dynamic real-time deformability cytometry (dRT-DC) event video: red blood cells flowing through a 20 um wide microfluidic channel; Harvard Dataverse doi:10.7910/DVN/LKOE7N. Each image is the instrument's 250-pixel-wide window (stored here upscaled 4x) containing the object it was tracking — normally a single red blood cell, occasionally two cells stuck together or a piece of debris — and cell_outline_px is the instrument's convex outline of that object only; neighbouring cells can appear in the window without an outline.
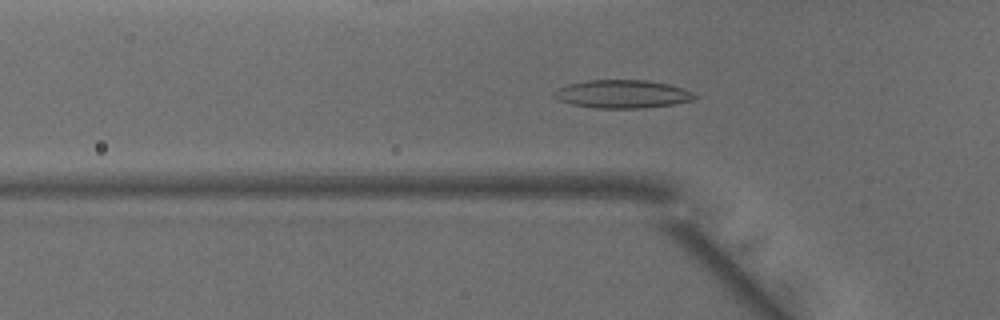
{"species": "common noctule bat (a hibernating species)", "species_latin": "Nyctalus noctula", "temperature_condition": "warm", "stored_images_in_passage": 49, "camera_frame_rate_fps": 3000, "um_per_image_px": 0.085, "animal": {"sex": "male", "body_mass_g": 15.6}, "frame": {"image": 1, "passage_image": 16, "time_ms": 5.0, "image_size_px": [1000, 320], "cell_outline_px": [[696, 96], [692, 100], [672, 104], [644, 108], [596, 108], [572, 104], [560, 100], [552, 96], [552, 92], [556, 88], [568, 84], [588, 80], [644, 80], [668, 84], [684, 88], [692, 92]], "centroid_in_image_um": [52.86, 7.99], "position_along_channel_um": 72.9, "area_um2": 23.0}}
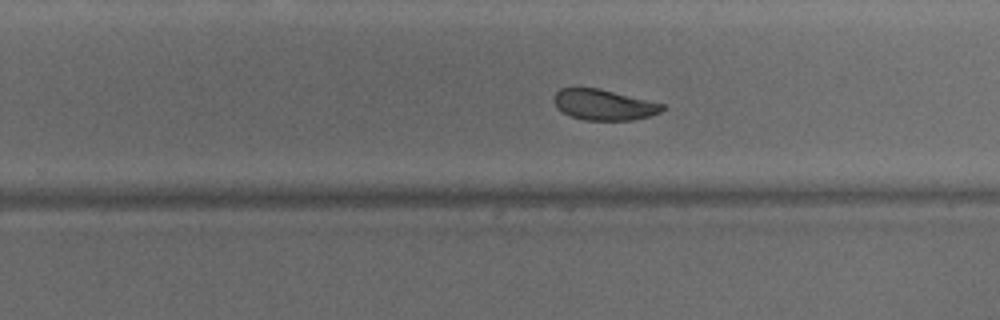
{"frame": {"image": 2, "passage_image": 31, "time_ms": 10.0, "image_size_px": [1000, 320], "cell_outline_px": [[664, 108], [660, 112], [648, 116], [632, 120], [584, 120], [572, 116], [556, 108], [552, 100], [552, 96], [560, 88], [600, 88], [664, 104]], "centroid_in_image_um": [51.28, 8.89], "position_along_channel_um": 278.5, "area_um2": 19.36}}
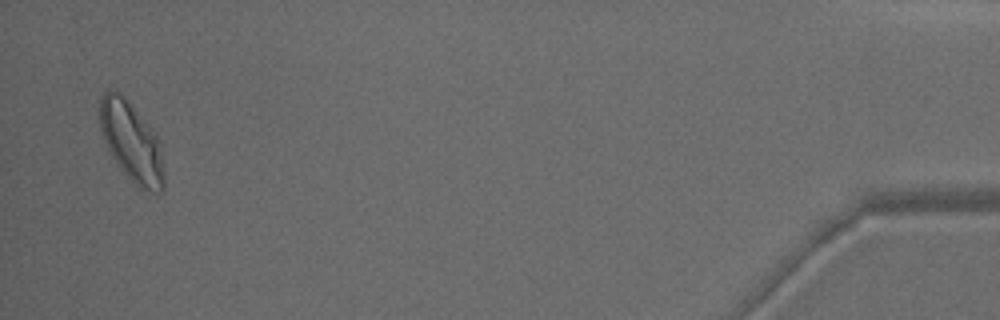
{"frame": {"image": 3, "passage_image": 48, "time_ms": 15.667, "image_size_px": [1000, 320], "cell_outline_px": [[164, 188], [160, 192], [152, 192], [140, 188], [116, 164], [100, 132], [96, 116], [100, 96], [108, 88], [120, 92], [128, 100], [152, 128], [156, 136], [164, 168]], "centroid_in_image_um": [11.11, 11.99], "position_along_channel_um": 424.1, "area_um2": 30.17}, "authors_computed_cell_mechanics": {"area_um2": 22.0796, "velocity_mm_per_s": 4.0938, "shape_relaxation_time_tau1_ms": 5.139, "shape_relaxation_time_tau2_ms": 2.2628, "deformation_change_tau1": 0.1518, "deformation_change_tau2": 0.0803}}